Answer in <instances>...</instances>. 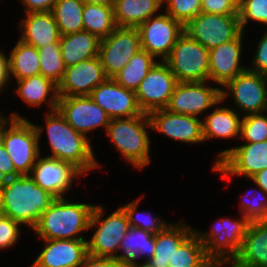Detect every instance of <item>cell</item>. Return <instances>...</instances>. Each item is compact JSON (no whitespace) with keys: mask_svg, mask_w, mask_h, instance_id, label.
<instances>
[{"mask_svg":"<svg viewBox=\"0 0 267 267\" xmlns=\"http://www.w3.org/2000/svg\"><path fill=\"white\" fill-rule=\"evenodd\" d=\"M24 7L22 13L52 11L57 0H18Z\"/></svg>","mask_w":267,"mask_h":267,"instance_id":"46","label":"cell"},{"mask_svg":"<svg viewBox=\"0 0 267 267\" xmlns=\"http://www.w3.org/2000/svg\"><path fill=\"white\" fill-rule=\"evenodd\" d=\"M95 204L56 198L32 229L38 239H85Z\"/></svg>","mask_w":267,"mask_h":267,"instance_id":"2","label":"cell"},{"mask_svg":"<svg viewBox=\"0 0 267 267\" xmlns=\"http://www.w3.org/2000/svg\"><path fill=\"white\" fill-rule=\"evenodd\" d=\"M5 113H3V111H0V142H1V133L3 130V126L11 119V118H27L24 117L23 115H21L18 112H11L8 115H4Z\"/></svg>","mask_w":267,"mask_h":267,"instance_id":"50","label":"cell"},{"mask_svg":"<svg viewBox=\"0 0 267 267\" xmlns=\"http://www.w3.org/2000/svg\"><path fill=\"white\" fill-rule=\"evenodd\" d=\"M105 207L95 204L88 230H93L90 239H86L88 254L96 257L118 259L119 247L129 231L128 217L122 207H118L105 217Z\"/></svg>","mask_w":267,"mask_h":267,"instance_id":"6","label":"cell"},{"mask_svg":"<svg viewBox=\"0 0 267 267\" xmlns=\"http://www.w3.org/2000/svg\"><path fill=\"white\" fill-rule=\"evenodd\" d=\"M21 228L18 222L0 214V250L13 248L20 241Z\"/></svg>","mask_w":267,"mask_h":267,"instance_id":"42","label":"cell"},{"mask_svg":"<svg viewBox=\"0 0 267 267\" xmlns=\"http://www.w3.org/2000/svg\"><path fill=\"white\" fill-rule=\"evenodd\" d=\"M1 143L19 175H30L40 155L39 141L29 118H11L1 133Z\"/></svg>","mask_w":267,"mask_h":267,"instance_id":"8","label":"cell"},{"mask_svg":"<svg viewBox=\"0 0 267 267\" xmlns=\"http://www.w3.org/2000/svg\"><path fill=\"white\" fill-rule=\"evenodd\" d=\"M154 248L155 234L130 226L120 243L118 259L129 263L144 264L153 257Z\"/></svg>","mask_w":267,"mask_h":267,"instance_id":"30","label":"cell"},{"mask_svg":"<svg viewBox=\"0 0 267 267\" xmlns=\"http://www.w3.org/2000/svg\"><path fill=\"white\" fill-rule=\"evenodd\" d=\"M168 267H217L206 255L205 248L193 232L175 251Z\"/></svg>","mask_w":267,"mask_h":267,"instance_id":"32","label":"cell"},{"mask_svg":"<svg viewBox=\"0 0 267 267\" xmlns=\"http://www.w3.org/2000/svg\"><path fill=\"white\" fill-rule=\"evenodd\" d=\"M238 15L243 32H247L246 27L252 22L267 29V0H239Z\"/></svg>","mask_w":267,"mask_h":267,"instance_id":"40","label":"cell"},{"mask_svg":"<svg viewBox=\"0 0 267 267\" xmlns=\"http://www.w3.org/2000/svg\"><path fill=\"white\" fill-rule=\"evenodd\" d=\"M113 9L117 27L138 28L163 10V0H115Z\"/></svg>","mask_w":267,"mask_h":267,"instance_id":"28","label":"cell"},{"mask_svg":"<svg viewBox=\"0 0 267 267\" xmlns=\"http://www.w3.org/2000/svg\"><path fill=\"white\" fill-rule=\"evenodd\" d=\"M165 62L178 82L209 81V50L185 31Z\"/></svg>","mask_w":267,"mask_h":267,"instance_id":"9","label":"cell"},{"mask_svg":"<svg viewBox=\"0 0 267 267\" xmlns=\"http://www.w3.org/2000/svg\"><path fill=\"white\" fill-rule=\"evenodd\" d=\"M82 0H57L52 14L58 25L60 35H67L84 30Z\"/></svg>","mask_w":267,"mask_h":267,"instance_id":"35","label":"cell"},{"mask_svg":"<svg viewBox=\"0 0 267 267\" xmlns=\"http://www.w3.org/2000/svg\"><path fill=\"white\" fill-rule=\"evenodd\" d=\"M43 116L45 120L44 125L39 126L37 123H33L41 155L43 154L41 151V137L43 132H46L50 153L45 156L70 162L78 167L86 176L89 172H93L101 167L102 164L93 152L92 141L69 125L58 110L45 111Z\"/></svg>","mask_w":267,"mask_h":267,"instance_id":"1","label":"cell"},{"mask_svg":"<svg viewBox=\"0 0 267 267\" xmlns=\"http://www.w3.org/2000/svg\"><path fill=\"white\" fill-rule=\"evenodd\" d=\"M19 23V38L37 49L49 43H59L60 32L51 11L24 14Z\"/></svg>","mask_w":267,"mask_h":267,"instance_id":"24","label":"cell"},{"mask_svg":"<svg viewBox=\"0 0 267 267\" xmlns=\"http://www.w3.org/2000/svg\"><path fill=\"white\" fill-rule=\"evenodd\" d=\"M84 3L114 6L115 0H82Z\"/></svg>","mask_w":267,"mask_h":267,"instance_id":"51","label":"cell"},{"mask_svg":"<svg viewBox=\"0 0 267 267\" xmlns=\"http://www.w3.org/2000/svg\"><path fill=\"white\" fill-rule=\"evenodd\" d=\"M245 38V32L242 31L235 39L209 50V81L211 83L222 88L228 81L247 70V66L241 63Z\"/></svg>","mask_w":267,"mask_h":267,"instance_id":"19","label":"cell"},{"mask_svg":"<svg viewBox=\"0 0 267 267\" xmlns=\"http://www.w3.org/2000/svg\"><path fill=\"white\" fill-rule=\"evenodd\" d=\"M264 34V35H263ZM259 41L256 44V50L253 58L250 60V65L247 67L249 71L263 74L267 76V29L265 28Z\"/></svg>","mask_w":267,"mask_h":267,"instance_id":"43","label":"cell"},{"mask_svg":"<svg viewBox=\"0 0 267 267\" xmlns=\"http://www.w3.org/2000/svg\"><path fill=\"white\" fill-rule=\"evenodd\" d=\"M240 141L262 142L267 140V112L242 116Z\"/></svg>","mask_w":267,"mask_h":267,"instance_id":"39","label":"cell"},{"mask_svg":"<svg viewBox=\"0 0 267 267\" xmlns=\"http://www.w3.org/2000/svg\"><path fill=\"white\" fill-rule=\"evenodd\" d=\"M241 195L238 210L249 222L267 220V193L257 184ZM247 198V199H246Z\"/></svg>","mask_w":267,"mask_h":267,"instance_id":"38","label":"cell"},{"mask_svg":"<svg viewBox=\"0 0 267 267\" xmlns=\"http://www.w3.org/2000/svg\"><path fill=\"white\" fill-rule=\"evenodd\" d=\"M152 131L170 140L184 144H198L204 141L202 118L168 111L166 108L149 113Z\"/></svg>","mask_w":267,"mask_h":267,"instance_id":"18","label":"cell"},{"mask_svg":"<svg viewBox=\"0 0 267 267\" xmlns=\"http://www.w3.org/2000/svg\"><path fill=\"white\" fill-rule=\"evenodd\" d=\"M84 31L99 39L107 37L116 28L114 9L111 6L85 3L83 6Z\"/></svg>","mask_w":267,"mask_h":267,"instance_id":"33","label":"cell"},{"mask_svg":"<svg viewBox=\"0 0 267 267\" xmlns=\"http://www.w3.org/2000/svg\"><path fill=\"white\" fill-rule=\"evenodd\" d=\"M44 246L28 267H80L88 255L85 239H39Z\"/></svg>","mask_w":267,"mask_h":267,"instance_id":"22","label":"cell"},{"mask_svg":"<svg viewBox=\"0 0 267 267\" xmlns=\"http://www.w3.org/2000/svg\"><path fill=\"white\" fill-rule=\"evenodd\" d=\"M57 110L64 117L66 122L77 132L84 134L94 133L97 129H104L106 132L111 118L97 105L90 96L58 97Z\"/></svg>","mask_w":267,"mask_h":267,"instance_id":"16","label":"cell"},{"mask_svg":"<svg viewBox=\"0 0 267 267\" xmlns=\"http://www.w3.org/2000/svg\"><path fill=\"white\" fill-rule=\"evenodd\" d=\"M16 82V95L30 108H42L47 104V112L57 110V85L43 75H35Z\"/></svg>","mask_w":267,"mask_h":267,"instance_id":"27","label":"cell"},{"mask_svg":"<svg viewBox=\"0 0 267 267\" xmlns=\"http://www.w3.org/2000/svg\"><path fill=\"white\" fill-rule=\"evenodd\" d=\"M90 97L111 119L143 114L137 102L136 92L119 85L113 78H107L94 88Z\"/></svg>","mask_w":267,"mask_h":267,"instance_id":"21","label":"cell"},{"mask_svg":"<svg viewBox=\"0 0 267 267\" xmlns=\"http://www.w3.org/2000/svg\"><path fill=\"white\" fill-rule=\"evenodd\" d=\"M157 60L141 49L113 79L126 89L136 91Z\"/></svg>","mask_w":267,"mask_h":267,"instance_id":"34","label":"cell"},{"mask_svg":"<svg viewBox=\"0 0 267 267\" xmlns=\"http://www.w3.org/2000/svg\"><path fill=\"white\" fill-rule=\"evenodd\" d=\"M39 58V50L36 47L25 44L20 39H17L8 55L10 82L39 75Z\"/></svg>","mask_w":267,"mask_h":267,"instance_id":"31","label":"cell"},{"mask_svg":"<svg viewBox=\"0 0 267 267\" xmlns=\"http://www.w3.org/2000/svg\"><path fill=\"white\" fill-rule=\"evenodd\" d=\"M107 79L99 57L81 61L65 69L57 85L58 97L90 96Z\"/></svg>","mask_w":267,"mask_h":267,"instance_id":"20","label":"cell"},{"mask_svg":"<svg viewBox=\"0 0 267 267\" xmlns=\"http://www.w3.org/2000/svg\"><path fill=\"white\" fill-rule=\"evenodd\" d=\"M141 49L137 28L117 27L107 37L100 39L98 57L106 77L117 75Z\"/></svg>","mask_w":267,"mask_h":267,"instance_id":"11","label":"cell"},{"mask_svg":"<svg viewBox=\"0 0 267 267\" xmlns=\"http://www.w3.org/2000/svg\"><path fill=\"white\" fill-rule=\"evenodd\" d=\"M149 130H152L149 114L143 113L130 118L111 119L104 134L123 161L142 171L151 163Z\"/></svg>","mask_w":267,"mask_h":267,"instance_id":"4","label":"cell"},{"mask_svg":"<svg viewBox=\"0 0 267 267\" xmlns=\"http://www.w3.org/2000/svg\"><path fill=\"white\" fill-rule=\"evenodd\" d=\"M11 85L9 79L8 56L4 50L0 49V95Z\"/></svg>","mask_w":267,"mask_h":267,"instance_id":"48","label":"cell"},{"mask_svg":"<svg viewBox=\"0 0 267 267\" xmlns=\"http://www.w3.org/2000/svg\"><path fill=\"white\" fill-rule=\"evenodd\" d=\"M7 181L8 177L0 171V188H3Z\"/></svg>","mask_w":267,"mask_h":267,"instance_id":"52","label":"cell"},{"mask_svg":"<svg viewBox=\"0 0 267 267\" xmlns=\"http://www.w3.org/2000/svg\"><path fill=\"white\" fill-rule=\"evenodd\" d=\"M242 144L219 151L215 155L212 171L221 174L222 179L231 181L234 177L250 179L267 169V140Z\"/></svg>","mask_w":267,"mask_h":267,"instance_id":"7","label":"cell"},{"mask_svg":"<svg viewBox=\"0 0 267 267\" xmlns=\"http://www.w3.org/2000/svg\"><path fill=\"white\" fill-rule=\"evenodd\" d=\"M202 0H163V9L184 27L201 13Z\"/></svg>","mask_w":267,"mask_h":267,"instance_id":"41","label":"cell"},{"mask_svg":"<svg viewBox=\"0 0 267 267\" xmlns=\"http://www.w3.org/2000/svg\"><path fill=\"white\" fill-rule=\"evenodd\" d=\"M249 181L257 184L267 193V169L261 170L260 172L256 173L249 179Z\"/></svg>","mask_w":267,"mask_h":267,"instance_id":"49","label":"cell"},{"mask_svg":"<svg viewBox=\"0 0 267 267\" xmlns=\"http://www.w3.org/2000/svg\"><path fill=\"white\" fill-rule=\"evenodd\" d=\"M222 99L202 118L204 141L234 140L240 137V124L242 115L236 110L224 107ZM223 105V106H222Z\"/></svg>","mask_w":267,"mask_h":267,"instance_id":"23","label":"cell"},{"mask_svg":"<svg viewBox=\"0 0 267 267\" xmlns=\"http://www.w3.org/2000/svg\"><path fill=\"white\" fill-rule=\"evenodd\" d=\"M60 48L65 67L98 56L100 39L88 31L60 36Z\"/></svg>","mask_w":267,"mask_h":267,"instance_id":"29","label":"cell"},{"mask_svg":"<svg viewBox=\"0 0 267 267\" xmlns=\"http://www.w3.org/2000/svg\"><path fill=\"white\" fill-rule=\"evenodd\" d=\"M184 31L204 48L210 50L235 39L241 32L239 15H221L201 12Z\"/></svg>","mask_w":267,"mask_h":267,"instance_id":"14","label":"cell"},{"mask_svg":"<svg viewBox=\"0 0 267 267\" xmlns=\"http://www.w3.org/2000/svg\"><path fill=\"white\" fill-rule=\"evenodd\" d=\"M239 0H202L201 12L221 15H238Z\"/></svg>","mask_w":267,"mask_h":267,"instance_id":"44","label":"cell"},{"mask_svg":"<svg viewBox=\"0 0 267 267\" xmlns=\"http://www.w3.org/2000/svg\"><path fill=\"white\" fill-rule=\"evenodd\" d=\"M142 198H145L144 193L135 200L123 204L121 207L128 217L130 226L148 231L152 234H157L158 232H161L168 224H170L171 221H165V219L161 218L160 215L154 216L152 215V212L147 210H144L143 212L142 210L140 211L138 208Z\"/></svg>","mask_w":267,"mask_h":267,"instance_id":"36","label":"cell"},{"mask_svg":"<svg viewBox=\"0 0 267 267\" xmlns=\"http://www.w3.org/2000/svg\"><path fill=\"white\" fill-rule=\"evenodd\" d=\"M214 85L210 81L178 82L166 109L202 118L205 112L212 109L221 99V88Z\"/></svg>","mask_w":267,"mask_h":267,"instance_id":"13","label":"cell"},{"mask_svg":"<svg viewBox=\"0 0 267 267\" xmlns=\"http://www.w3.org/2000/svg\"><path fill=\"white\" fill-rule=\"evenodd\" d=\"M227 267H267V220L249 223L242 247Z\"/></svg>","mask_w":267,"mask_h":267,"instance_id":"25","label":"cell"},{"mask_svg":"<svg viewBox=\"0 0 267 267\" xmlns=\"http://www.w3.org/2000/svg\"><path fill=\"white\" fill-rule=\"evenodd\" d=\"M178 83L165 61H157L135 91L143 113H150L168 106Z\"/></svg>","mask_w":267,"mask_h":267,"instance_id":"17","label":"cell"},{"mask_svg":"<svg viewBox=\"0 0 267 267\" xmlns=\"http://www.w3.org/2000/svg\"><path fill=\"white\" fill-rule=\"evenodd\" d=\"M241 216L235 219L220 217L213 222L209 231L194 229L205 248L206 255L217 266H228L242 247L250 222Z\"/></svg>","mask_w":267,"mask_h":267,"instance_id":"5","label":"cell"},{"mask_svg":"<svg viewBox=\"0 0 267 267\" xmlns=\"http://www.w3.org/2000/svg\"><path fill=\"white\" fill-rule=\"evenodd\" d=\"M141 47L157 61H165L170 55L177 39L184 33V26L164 10L138 28Z\"/></svg>","mask_w":267,"mask_h":267,"instance_id":"12","label":"cell"},{"mask_svg":"<svg viewBox=\"0 0 267 267\" xmlns=\"http://www.w3.org/2000/svg\"><path fill=\"white\" fill-rule=\"evenodd\" d=\"M0 171L5 174L8 178L19 175L11 161V158L8 156L4 145L0 142Z\"/></svg>","mask_w":267,"mask_h":267,"instance_id":"47","label":"cell"},{"mask_svg":"<svg viewBox=\"0 0 267 267\" xmlns=\"http://www.w3.org/2000/svg\"><path fill=\"white\" fill-rule=\"evenodd\" d=\"M55 199L50 192L38 186L30 175L9 177L2 188L1 214L32 231L41 214Z\"/></svg>","mask_w":267,"mask_h":267,"instance_id":"3","label":"cell"},{"mask_svg":"<svg viewBox=\"0 0 267 267\" xmlns=\"http://www.w3.org/2000/svg\"><path fill=\"white\" fill-rule=\"evenodd\" d=\"M2 211V188H0V214Z\"/></svg>","mask_w":267,"mask_h":267,"instance_id":"54","label":"cell"},{"mask_svg":"<svg viewBox=\"0 0 267 267\" xmlns=\"http://www.w3.org/2000/svg\"><path fill=\"white\" fill-rule=\"evenodd\" d=\"M187 224L182 220L172 222L155 234L154 255L144 264L148 267H168L177 248L194 232L193 226Z\"/></svg>","mask_w":267,"mask_h":267,"instance_id":"26","label":"cell"},{"mask_svg":"<svg viewBox=\"0 0 267 267\" xmlns=\"http://www.w3.org/2000/svg\"><path fill=\"white\" fill-rule=\"evenodd\" d=\"M129 262L111 257H96L87 255L80 267H128Z\"/></svg>","mask_w":267,"mask_h":267,"instance_id":"45","label":"cell"},{"mask_svg":"<svg viewBox=\"0 0 267 267\" xmlns=\"http://www.w3.org/2000/svg\"><path fill=\"white\" fill-rule=\"evenodd\" d=\"M229 96L231 108L242 116L267 112V76L247 69L221 88L224 102Z\"/></svg>","mask_w":267,"mask_h":267,"instance_id":"10","label":"cell"},{"mask_svg":"<svg viewBox=\"0 0 267 267\" xmlns=\"http://www.w3.org/2000/svg\"><path fill=\"white\" fill-rule=\"evenodd\" d=\"M86 176L74 164L44 154L38 156L30 177L42 189L56 198H64L73 189L77 179ZM76 179V180H75Z\"/></svg>","mask_w":267,"mask_h":267,"instance_id":"15","label":"cell"},{"mask_svg":"<svg viewBox=\"0 0 267 267\" xmlns=\"http://www.w3.org/2000/svg\"><path fill=\"white\" fill-rule=\"evenodd\" d=\"M38 50L40 74L58 85L66 69L62 59L60 43H49Z\"/></svg>","mask_w":267,"mask_h":267,"instance_id":"37","label":"cell"},{"mask_svg":"<svg viewBox=\"0 0 267 267\" xmlns=\"http://www.w3.org/2000/svg\"><path fill=\"white\" fill-rule=\"evenodd\" d=\"M128 267H148L145 264L130 263Z\"/></svg>","mask_w":267,"mask_h":267,"instance_id":"53","label":"cell"}]
</instances>
